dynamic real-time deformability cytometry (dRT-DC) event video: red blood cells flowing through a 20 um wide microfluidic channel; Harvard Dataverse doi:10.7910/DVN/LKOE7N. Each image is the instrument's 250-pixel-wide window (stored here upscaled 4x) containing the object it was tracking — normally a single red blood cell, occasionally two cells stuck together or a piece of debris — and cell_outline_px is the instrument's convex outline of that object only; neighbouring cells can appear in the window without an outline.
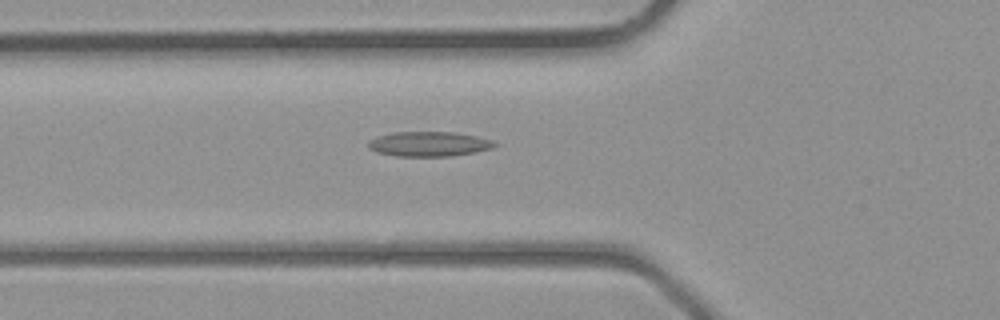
{"species": "common noctule bat (a hibernating species)", "species_latin": "Nyctalus noctula", "temperature_condition": "room temperature", "stored_images_in_passage": 31, "camera_frame_rate_fps": 3000, "um_per_image_px": 0.085, "animal": {"sex": "male", "body_mass_g": 23.1, "forearm_length_mm": 52.7}, "frame": {"image": 1, "passage_image": 7, "time_ms": 2.0, "image_size_px": [1000, 320], "cell_outline_px": [[496, 144], [492, 148], [476, 152], [452, 156], [396, 156], [376, 152], [368, 148], [368, 140], [376, 136], [396, 132], [456, 132], [476, 136], [492, 140]], "centroid_in_image_um": [36.43, 12.24], "position_along_channel_um": 89.4, "area_um2": 18.32}}
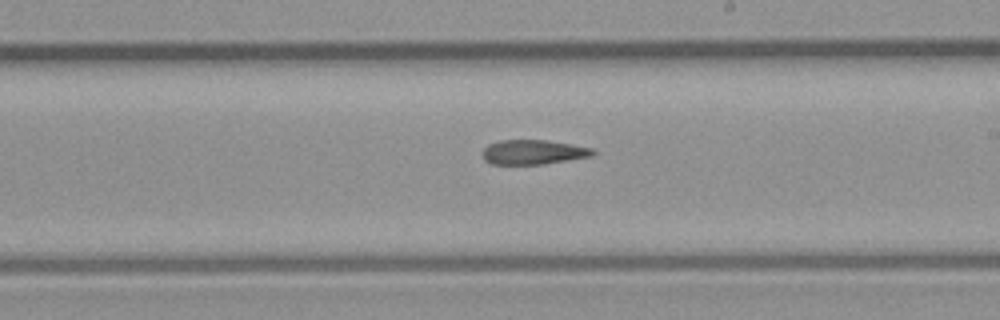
{"frame": {"image": 2, "passage_image": 16, "time_ms": 5.0, "image_size_px": [1000, 320], "cell_outline_px": [[596, 152], [592, 156], [544, 164], [492, 164], [484, 160], [480, 152], [488, 144], [500, 140], [548, 140], [592, 148]], "centroid_in_image_um": [45.29, 12.93], "position_along_channel_um": 243.7, "area_um2": 15.9}}
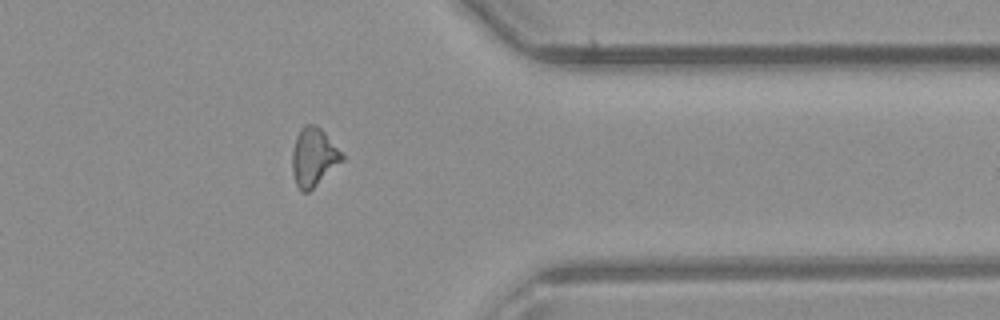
{"frame": {"image": 3, "passage_image": 25, "time_ms": 8.0, "image_size_px": [1000, 320], "cell_outline_px": [[344, 160], [308, 192], [300, 192], [296, 184], [292, 172], [292, 152], [296, 136], [300, 128], [304, 124], [316, 124], [324, 132], [344, 156]], "centroid_in_image_um": [26.63, 13.35], "position_along_channel_um": 384.8, "area_um2": 16.88}}